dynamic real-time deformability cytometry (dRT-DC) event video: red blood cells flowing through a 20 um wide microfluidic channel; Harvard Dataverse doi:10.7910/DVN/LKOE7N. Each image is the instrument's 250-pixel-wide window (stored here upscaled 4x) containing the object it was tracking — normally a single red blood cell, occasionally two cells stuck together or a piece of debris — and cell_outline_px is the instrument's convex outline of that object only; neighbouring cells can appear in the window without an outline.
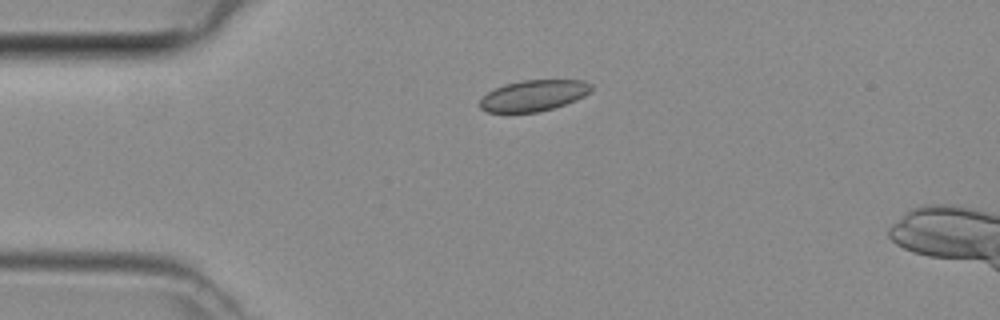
{"species": "common noctule bat (a hibernating species)", "species_latin": "Nyctalus noctula", "temperature_condition": "room temperature", "stored_images_in_passage": 13, "camera_frame_rate_fps": 3000, "um_per_image_px": 0.085, "animal": {"sex": "female", "body_mass_g": 29.2, "forearm_length_mm": 56.3}, "frame": {"image": 1, "passage_image": 1, "time_ms": 0.0, "image_size_px": [1000, 320], "cell_outline_px": [[592, 92], [576, 100], [552, 108], [536, 112], [488, 112], [480, 108], [480, 100], [488, 92], [504, 84], [524, 80], [584, 80], [592, 84]], "centroid_in_image_um": [45.39, 8.11], "position_along_channel_um": 39.6, "area_um2": 20.06}}
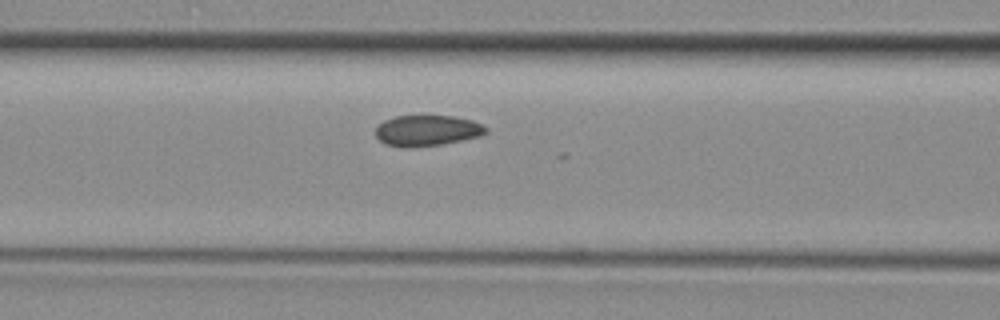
{"frame": {"image": 2, "passage_image": 9, "time_ms": 2.667, "image_size_px": [1000, 320], "cell_outline_px": [[488, 132], [480, 136], [444, 144], [412, 148], [408, 148], [384, 144], [376, 136], [376, 128], [384, 120], [396, 116], [452, 116], [472, 120], [484, 124], [488, 128]], "centroid_in_image_um": [36.33, 11.11], "position_along_channel_um": 130.3, "area_um2": 20.0}}
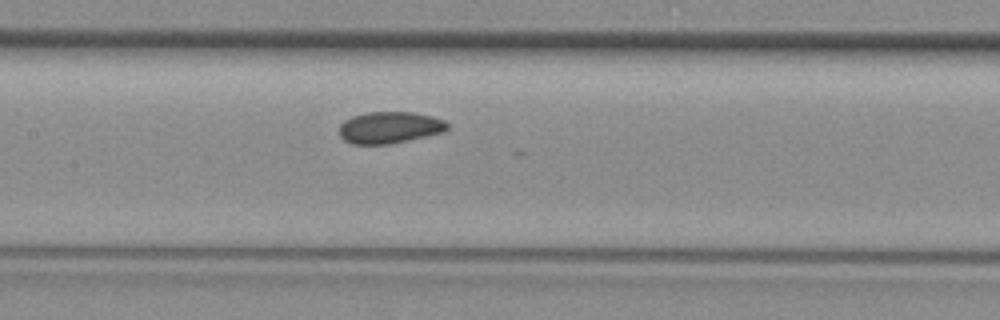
{"frame": {"image": 3, "passage_image": 12, "time_ms": 3.667, "image_size_px": [1000, 320], "cell_outline_px": [[448, 128], [444, 132], [392, 144], [352, 144], [344, 140], [340, 136], [340, 124], [344, 120], [352, 116], [368, 112], [412, 112], [432, 116], [444, 120], [448, 124]], "centroid_in_image_um": [33.12, 10.84], "position_along_channel_um": 174.3, "area_um2": 20.06}}